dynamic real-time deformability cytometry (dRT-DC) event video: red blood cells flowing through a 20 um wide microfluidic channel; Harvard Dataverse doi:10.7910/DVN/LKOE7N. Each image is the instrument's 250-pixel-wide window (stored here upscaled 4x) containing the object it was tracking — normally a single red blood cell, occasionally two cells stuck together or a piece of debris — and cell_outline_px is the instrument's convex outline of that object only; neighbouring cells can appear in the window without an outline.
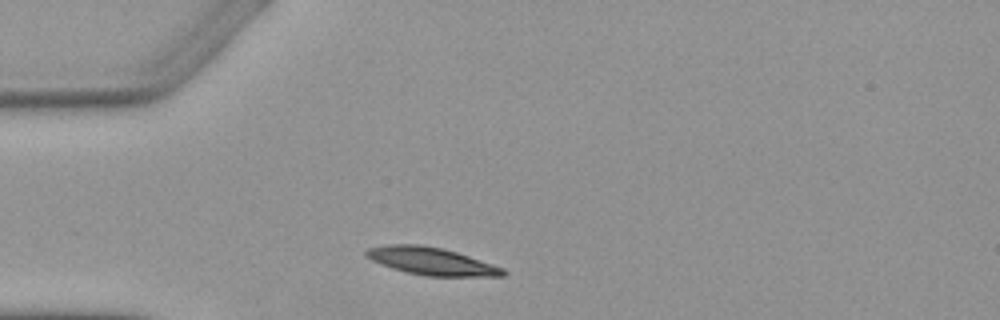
{"species": "Egyptian fruit bat (a non-hibernating species)", "species_latin": "Rousettus aegyptiacus", "temperature_condition": "warm", "stored_images_in_passage": 1, "camera_frame_rate_fps": 3000, "um_per_image_px": 0.085, "animal": {"sex": "female"}, "frame": {"image": 1, "passage_image": 1, "time_ms": 0.0, "image_size_px": [1000, 320], "cell_outline_px": [[508, 272], [504, 276], [428, 276], [408, 272], [392, 268], [380, 264], [364, 256], [364, 252], [368, 248], [388, 244], [420, 244], [444, 248], [504, 268]], "centroid_in_image_um": [36.65, 22.19], "position_along_channel_um": 48.4, "area_um2": 21.91}}